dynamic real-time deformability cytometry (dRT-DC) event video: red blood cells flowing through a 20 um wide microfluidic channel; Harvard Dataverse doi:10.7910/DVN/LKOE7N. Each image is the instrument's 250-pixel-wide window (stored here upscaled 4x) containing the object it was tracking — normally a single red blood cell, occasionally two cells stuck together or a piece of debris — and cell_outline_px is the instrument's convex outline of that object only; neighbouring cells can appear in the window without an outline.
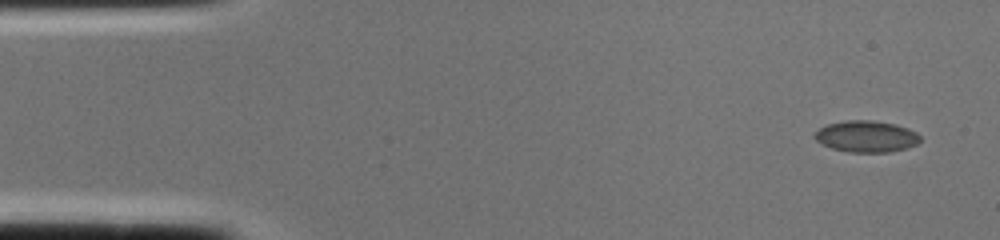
{"species": "common noctule bat (a hibernating species)", "species_latin": "Nyctalus noctula", "temperature_condition": "cold", "stored_images_in_passage": 2, "camera_frame_rate_fps": 3000, "um_per_image_px": 0.085, "animal": {"sex": "female", "body_mass_g": 22.0, "forearm_length_mm": 56.7}, "frame": {"image": 1, "passage_image": 1, "time_ms": 0.0, "image_size_px": [1000, 240], "cell_outline_px": [[920, 140], [916, 144], [904, 148], [888, 152], [848, 152], [832, 148], [816, 140], [812, 136], [812, 132], [828, 124], [844, 120], [872, 120], [896, 124], [908, 128], [916, 132], [920, 136]], "centroid_in_image_um": [73.6, 11.58], "position_along_channel_um": 11.4, "area_um2": 19.36}}
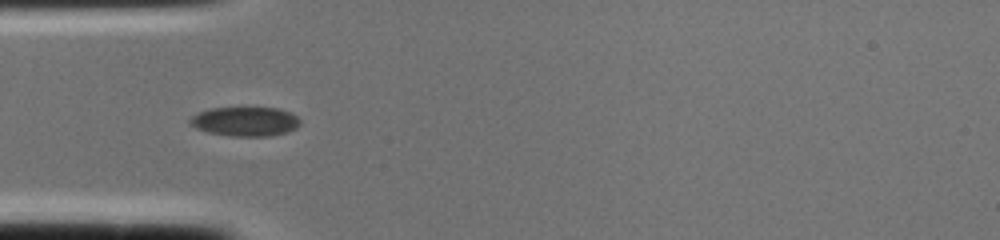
{"frame": {"image": 2, "passage_image": 2, "time_ms": 0.333, "image_size_px": [1000, 240], "cell_outline_px": [[300, 124], [296, 128], [288, 132], [272, 136], [232, 136], [208, 132], [196, 128], [188, 124], [188, 120], [196, 112], [208, 108], [276, 108], [292, 112], [300, 120]], "centroid_in_image_um": [20.82, 10.32], "position_along_channel_um": 64.2, "area_um2": 19.02}}